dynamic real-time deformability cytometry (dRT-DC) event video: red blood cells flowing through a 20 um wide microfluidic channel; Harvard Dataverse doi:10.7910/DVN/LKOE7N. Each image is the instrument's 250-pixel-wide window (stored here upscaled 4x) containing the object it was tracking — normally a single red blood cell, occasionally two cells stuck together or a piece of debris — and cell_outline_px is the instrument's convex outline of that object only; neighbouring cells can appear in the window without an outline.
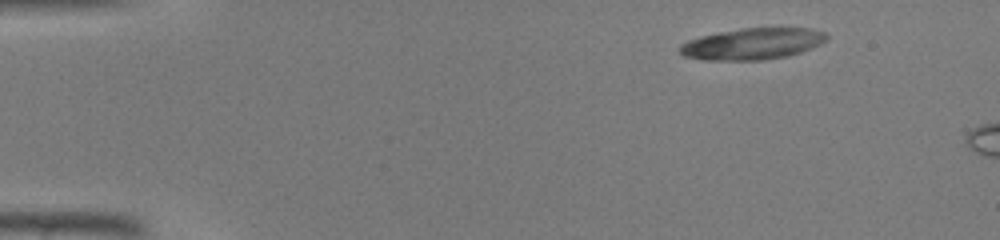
{"species": "common noctule bat (a hibernating species)", "species_latin": "Nyctalus noctula", "temperature_condition": "warm", "stored_images_in_passage": 5, "camera_frame_rate_fps": 3000, "um_per_image_px": 0.085, "animal": {"sex": "male", "body_mass_g": 19.0, "forearm_length_mm": 50.8}, "frame": {"image": 1, "passage_image": 1, "time_ms": 0.0, "image_size_px": [1000, 240], "cell_outline_px": [[828, 36], [820, 44], [800, 52], [788, 56], [760, 60], [704, 60], [684, 56], [680, 52], [680, 44], [688, 40], [700, 36], [720, 32], [744, 28], [808, 28], [824, 32]], "centroid_in_image_um": [63.93, 3.73], "position_along_channel_um": 21.1, "area_um2": 26.65}}